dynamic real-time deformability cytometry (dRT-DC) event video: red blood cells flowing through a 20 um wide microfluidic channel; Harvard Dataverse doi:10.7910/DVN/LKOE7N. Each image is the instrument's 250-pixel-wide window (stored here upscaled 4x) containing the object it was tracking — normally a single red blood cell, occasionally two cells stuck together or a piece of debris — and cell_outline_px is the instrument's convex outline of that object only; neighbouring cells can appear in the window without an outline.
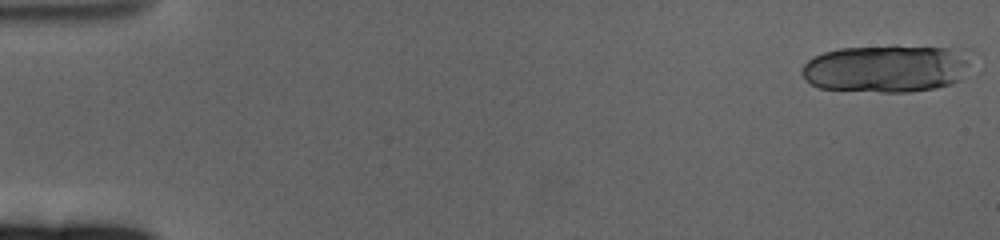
{"species": "human", "species_latin": "Homo sapiens", "temperature_condition": "cold", "stored_images_in_passage": 22, "camera_frame_rate_fps": 3000, "um_per_image_px": 0.085, "donor": {"sex": "female"}, "frame": {"image": 1, "passage_image": 1, "time_ms": 0.0, "image_size_px": [1000, 240], "cell_outline_px": [[980, 52], [960, 80], [952, 84], [936, 88], [912, 92], [880, 92], [816, 88], [800, 72], [800, 68], [812, 56], [824, 52], [840, 48], [892, 44], [896, 44], [972, 48]], "centroid_in_image_um": [75.54, 5.76], "position_along_channel_um": 9.5, "area_um2": 49.42}}
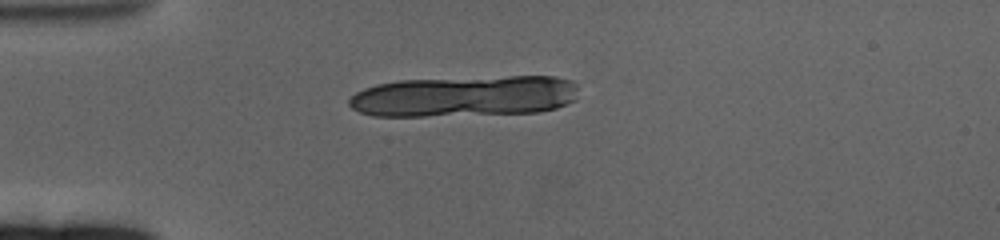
{"frame": {"image": 2, "passage_image": 16, "time_ms": 5.0, "image_size_px": [1000, 240], "cell_outline_px": [[576, 100], [556, 108], [540, 112], [424, 116], [372, 116], [360, 112], [352, 108], [348, 104], [348, 100], [356, 92], [364, 88], [376, 84], [400, 80], [508, 76], [556, 76], [572, 80], [576, 84]], "centroid_in_image_um": [39.49, 8.17], "position_along_channel_um": 45.5, "area_um2": 55.14}}